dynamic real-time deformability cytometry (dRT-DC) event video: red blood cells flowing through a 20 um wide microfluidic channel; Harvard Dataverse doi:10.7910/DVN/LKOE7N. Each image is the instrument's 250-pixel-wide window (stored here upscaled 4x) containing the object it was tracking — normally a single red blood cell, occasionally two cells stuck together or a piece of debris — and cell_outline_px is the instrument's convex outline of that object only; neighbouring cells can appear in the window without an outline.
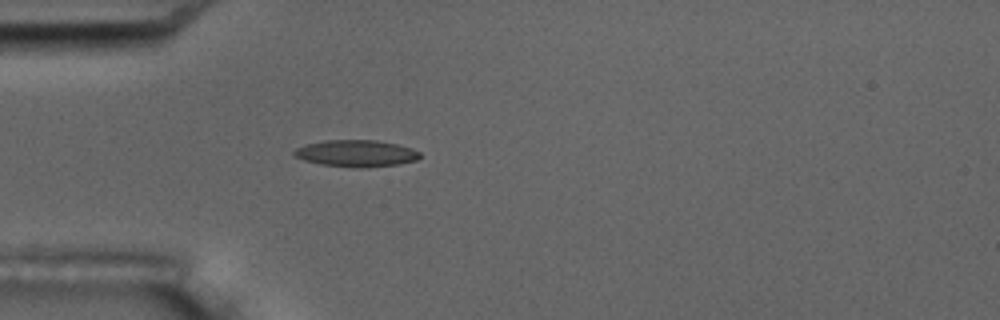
{"species": "common noctule bat (a hibernating species)", "species_latin": "Nyctalus noctula", "temperature_condition": "room temperature", "stored_images_in_passage": 4, "camera_frame_rate_fps": 3000, "um_per_image_px": 0.085, "animal": {"sex": "male", "body_mass_g": 17.5, "forearm_length_mm": 52.3}, "frame": {"image": 1, "passage_image": 4, "time_ms": 3.667, "image_size_px": [1000, 320], "cell_outline_px": [[420, 156], [416, 160], [400, 164], [360, 168], [320, 164], [304, 160], [296, 156], [292, 152], [296, 148], [308, 144], [324, 140], [376, 140], [396, 144], [412, 148], [420, 152]], "centroid_in_image_um": [30.29, 13.03], "position_along_channel_um": 54.7, "area_um2": 19.48}}